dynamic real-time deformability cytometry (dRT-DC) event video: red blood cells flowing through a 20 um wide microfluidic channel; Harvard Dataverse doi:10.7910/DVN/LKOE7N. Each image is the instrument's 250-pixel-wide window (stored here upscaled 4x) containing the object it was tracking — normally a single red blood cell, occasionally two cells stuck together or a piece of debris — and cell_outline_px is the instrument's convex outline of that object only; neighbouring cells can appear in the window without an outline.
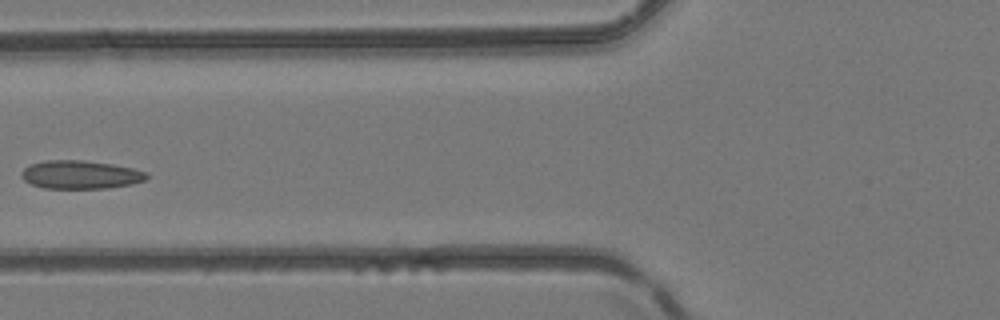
{"species": "common noctule bat (a hibernating species)", "species_latin": "Nyctalus noctula", "temperature_condition": "room temperature", "stored_images_in_passage": 4, "camera_frame_rate_fps": 3000, "um_per_image_px": 0.085, "animal": {"sex": "female", "body_mass_g": 24.6, "forearm_length_mm": 56.2}, "frame": {"image": 1, "passage_image": 4, "time_ms": 1.0, "image_size_px": [1000, 320], "cell_outline_px": [[148, 176], [144, 180], [132, 184], [108, 188], [44, 188], [32, 184], [24, 180], [20, 176], [20, 172], [28, 164], [44, 160], [84, 160], [112, 164], [132, 168], [148, 172]], "centroid_in_image_um": [6.81, 14.84], "position_along_channel_um": 119.0, "area_um2": 20.81}}